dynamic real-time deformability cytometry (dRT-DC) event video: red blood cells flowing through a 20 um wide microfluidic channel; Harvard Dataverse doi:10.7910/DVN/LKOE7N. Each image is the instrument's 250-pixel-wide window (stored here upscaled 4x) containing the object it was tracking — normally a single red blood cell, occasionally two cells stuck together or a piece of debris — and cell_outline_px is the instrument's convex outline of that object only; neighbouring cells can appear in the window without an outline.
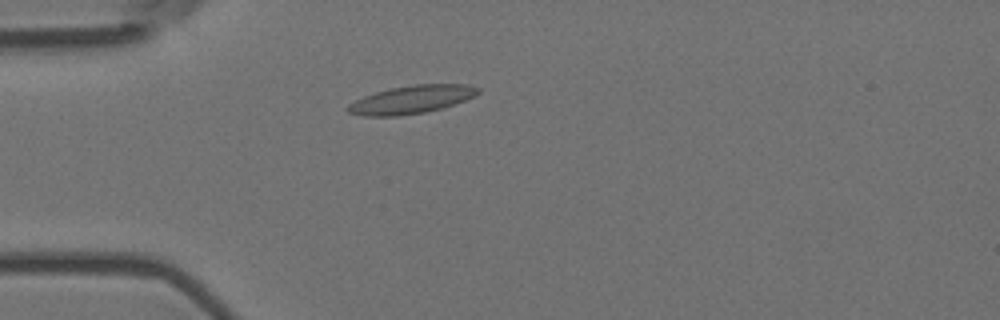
{"species": "Egyptian fruit bat (a non-hibernating species)", "species_latin": "Rousettus aegyptiacus", "temperature_condition": "room temperature", "stored_images_in_passage": 4, "camera_frame_rate_fps": 3000, "um_per_image_px": 0.085, "animal": {"sex": "female"}, "frame": {"image": 1, "passage_image": 4, "time_ms": 1.0, "image_size_px": [1000, 320], "cell_outline_px": [[480, 92], [476, 96], [440, 108], [424, 112], [396, 116], [364, 116], [348, 112], [344, 108], [348, 104], [364, 96], [376, 92], [392, 88], [416, 84], [468, 84], [480, 88]], "centroid_in_image_um": [34.97, 8.45], "position_along_channel_um": 50.0, "area_um2": 21.1}}